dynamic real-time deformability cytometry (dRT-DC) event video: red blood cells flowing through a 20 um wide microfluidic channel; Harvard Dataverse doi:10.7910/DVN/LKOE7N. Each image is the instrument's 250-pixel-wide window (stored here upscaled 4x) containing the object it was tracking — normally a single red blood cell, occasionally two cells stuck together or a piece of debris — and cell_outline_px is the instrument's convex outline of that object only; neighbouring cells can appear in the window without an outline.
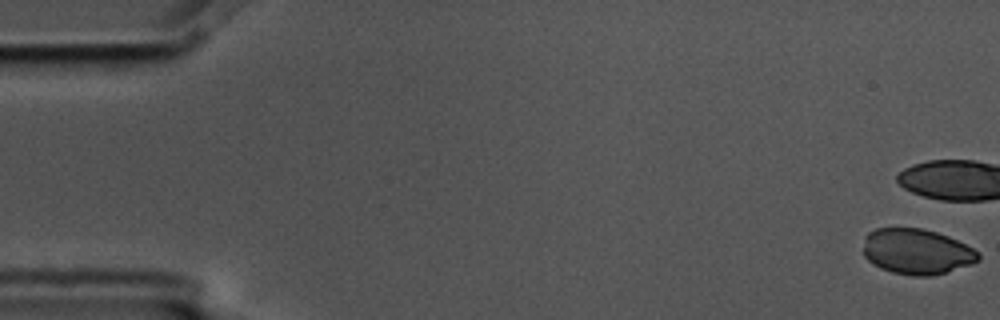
{"species": "common noctule bat (a hibernating species)", "species_latin": "Nyctalus noctula", "temperature_condition": "cold", "stored_images_in_passage": 6, "camera_frame_rate_fps": 3000, "um_per_image_px": 0.085, "animal": {"sex": "male", "body_mass_g": 17.5, "forearm_length_mm": 52.3}, "frame": {"image": 1, "passage_image": 1, "time_ms": 0.0, "image_size_px": [1000, 320], "cell_outline_px": [[980, 260], [972, 264], [932, 276], [912, 276], [892, 272], [880, 268], [872, 264], [864, 256], [864, 236], [868, 232], [876, 228], [920, 228], [936, 232], [948, 236], [972, 248], [980, 256]], "centroid_in_image_um": [77.89, 21.39], "position_along_channel_um": 7.1, "area_um2": 30.52}}